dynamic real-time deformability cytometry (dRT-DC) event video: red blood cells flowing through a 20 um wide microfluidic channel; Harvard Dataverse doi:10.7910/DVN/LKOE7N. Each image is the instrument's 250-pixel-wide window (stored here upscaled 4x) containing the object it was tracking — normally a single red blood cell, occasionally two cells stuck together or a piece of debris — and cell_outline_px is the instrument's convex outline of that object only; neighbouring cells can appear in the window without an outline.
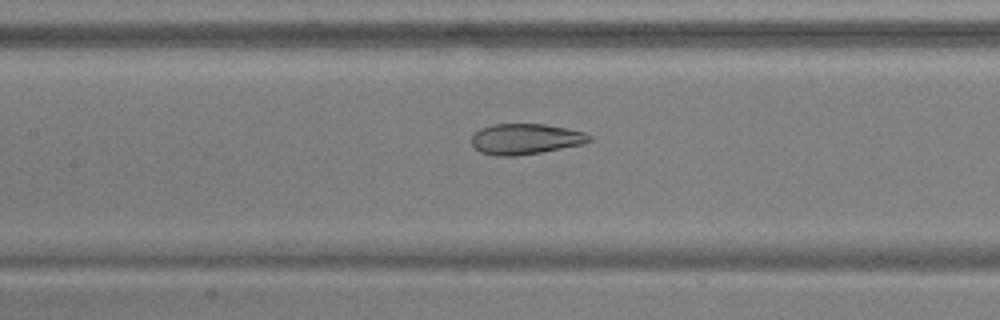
{"species": "common noctule bat (a hibernating species)", "species_latin": "Nyctalus noctula", "temperature_condition": "warm", "stored_images_in_passage": 38, "camera_frame_rate_fps": 3000, "um_per_image_px": 0.085, "animal": {"sex": "male", "body_mass_g": 17.9, "forearm_length_mm": 54.2}, "frame": {"image": 1, "passage_image": 10, "time_ms": 3.0, "image_size_px": [1000, 320], "cell_outline_px": [[592, 140], [580, 144], [540, 152], [516, 156], [496, 156], [480, 152], [472, 144], [472, 136], [480, 128], [492, 124], [544, 124], [568, 128], [584, 132], [592, 136]], "centroid_in_image_um": [44.65, 11.8], "position_along_channel_um": 162.7, "area_um2": 20.92}}
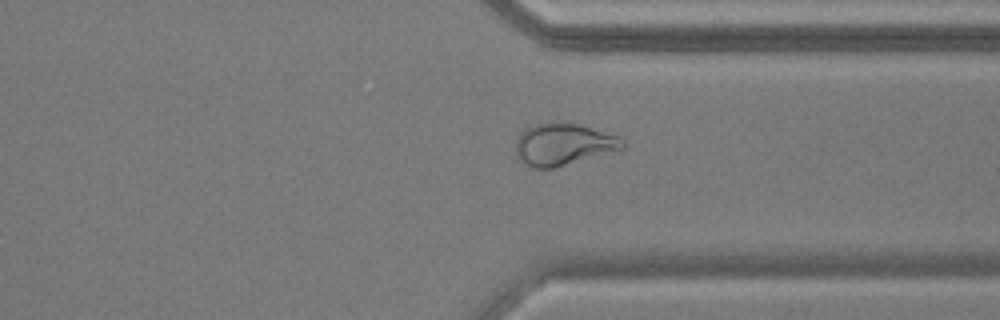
{"frame": {"image": 2, "passage_image": 26, "time_ms": 8.333, "image_size_px": [1000, 320], "cell_outline_px": [[624, 148], [552, 168], [532, 168], [520, 160], [516, 156], [516, 140], [520, 132], [532, 124], [552, 120], [564, 120], [580, 124], [620, 136], [624, 140]], "centroid_in_image_um": [47.85, 12.21], "position_along_channel_um": 363.5, "area_um2": 26.53}}
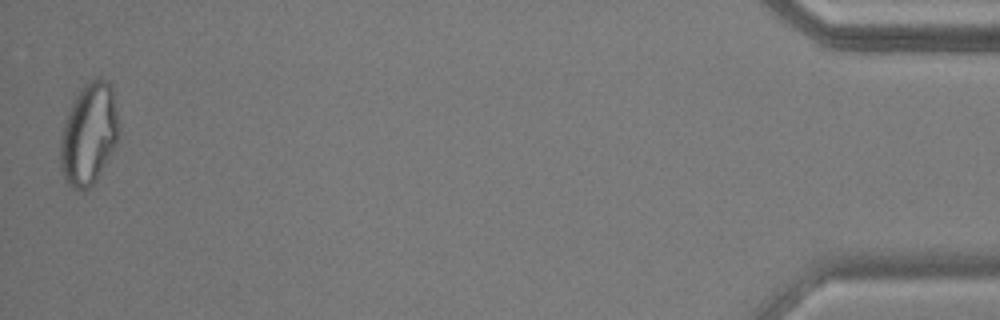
{"frame": {"image": 3, "passage_image": 38, "time_ms": 12.333, "image_size_px": [1000, 320], "cell_outline_px": [[120, 132], [116, 144], [96, 180], [84, 192], [72, 188], [64, 180], [60, 168], [60, 140], [64, 124], [72, 104], [76, 96], [84, 84], [96, 76], [108, 80], [112, 88], [120, 124]], "centroid_in_image_um": [7.57, 11.4], "position_along_channel_um": 427.6, "area_um2": 34.91}, "authors_computed_cell_mechanics": {"area_um2": 22.6865, "velocity_mm_per_s": 3.7733, "shape_relaxation_time_tau1_ms": null, "shape_relaxation_time_tau2_ms": 1.3263, "deformation_change_tau1": null, "deformation_change_tau2": 0.0799}}